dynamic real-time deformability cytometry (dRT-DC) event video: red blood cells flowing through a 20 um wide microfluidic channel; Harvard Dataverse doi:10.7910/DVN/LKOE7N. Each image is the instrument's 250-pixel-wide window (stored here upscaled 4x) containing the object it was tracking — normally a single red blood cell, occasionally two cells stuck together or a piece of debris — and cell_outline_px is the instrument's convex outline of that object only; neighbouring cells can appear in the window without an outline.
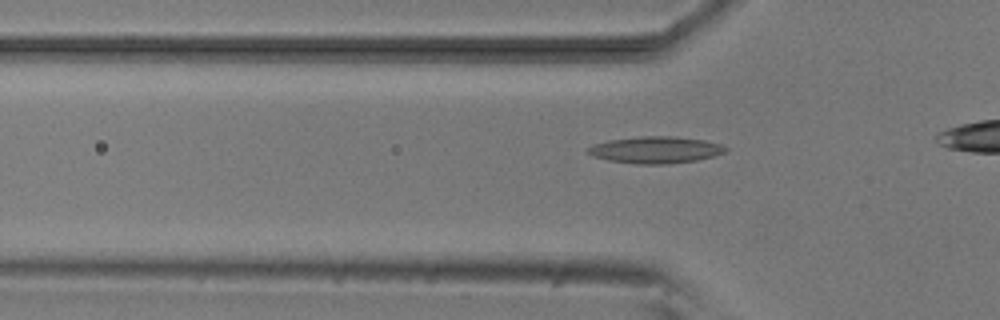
{"species": "common noctule bat (a hibernating species)", "species_latin": "Nyctalus noctula", "temperature_condition": "room temperature", "stored_images_in_passage": 12, "camera_frame_rate_fps": 3000, "um_per_image_px": 0.085, "animal": {"sex": "male", "body_mass_g": 20.5, "forearm_length_mm": 52.5}, "frame": {"image": 1, "passage_image": 6, "time_ms": 1.667, "image_size_px": [1000, 320], "cell_outline_px": [[728, 152], [696, 160], [664, 164], [636, 164], [608, 160], [592, 156], [588, 152], [588, 148], [592, 144], [608, 140], [640, 136], [676, 136], [704, 140], [720, 144], [728, 148]], "centroid_in_image_um": [55.72, 12.73], "position_along_channel_um": 70.1, "area_um2": 21.5}}
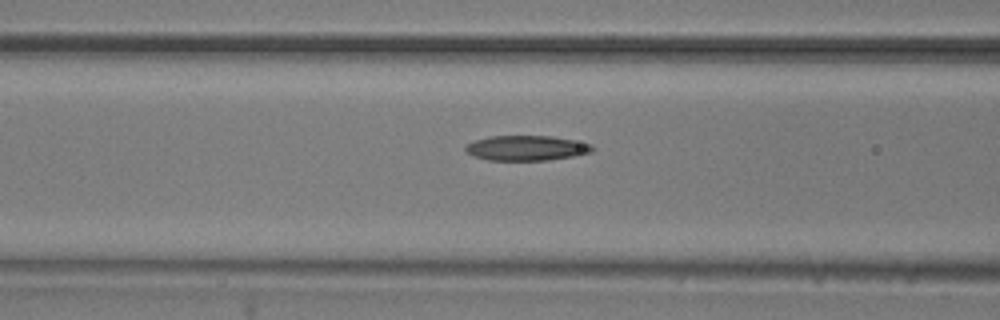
{"frame": {"image": 2, "passage_image": 10, "time_ms": 3.0, "image_size_px": [1000, 320], "cell_outline_px": [[596, 148], [592, 152], [572, 156], [548, 160], [488, 160], [472, 156], [464, 152], [464, 148], [468, 144], [476, 140], [488, 136], [552, 136], [592, 144]], "centroid_in_image_um": [44.73, 12.58], "position_along_channel_um": 121.9, "area_um2": 18.55}}